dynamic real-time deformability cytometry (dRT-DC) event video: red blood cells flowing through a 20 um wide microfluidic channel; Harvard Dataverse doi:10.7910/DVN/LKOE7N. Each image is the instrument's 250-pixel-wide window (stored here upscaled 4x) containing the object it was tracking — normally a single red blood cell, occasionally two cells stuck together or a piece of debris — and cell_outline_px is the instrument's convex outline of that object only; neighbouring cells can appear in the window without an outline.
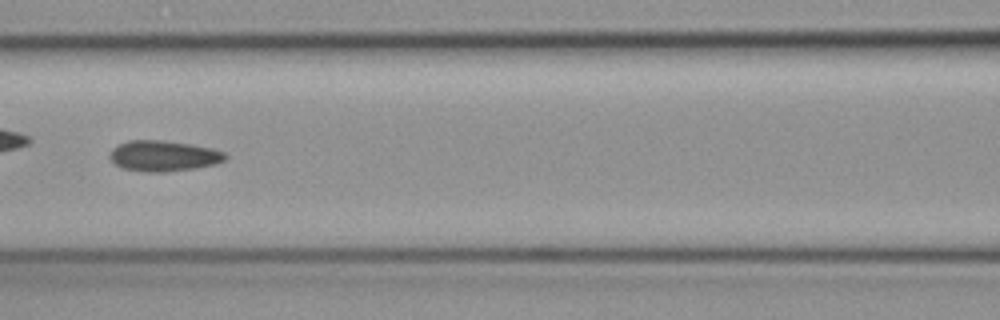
{"species": "common noctule bat (a hibernating species)", "species_latin": "Nyctalus noctula", "temperature_condition": "cold", "stored_images_in_passage": 58, "camera_frame_rate_fps": 3000, "um_per_image_px": 0.085, "animal": {"sex": "female", "body_mass_g": 19.3, "forearm_length_mm": 54.1}, "frame": {"image": 1, "passage_image": 25, "time_ms": 8.0, "image_size_px": [1000, 320], "cell_outline_px": [[228, 156], [224, 160], [216, 164], [196, 168], [168, 172], [144, 172], [120, 168], [108, 156], [112, 148], [128, 140], [164, 140], [212, 148], [224, 152]], "centroid_in_image_um": [13.89, 13.26], "position_along_channel_um": 152.7, "area_um2": 20.81}}
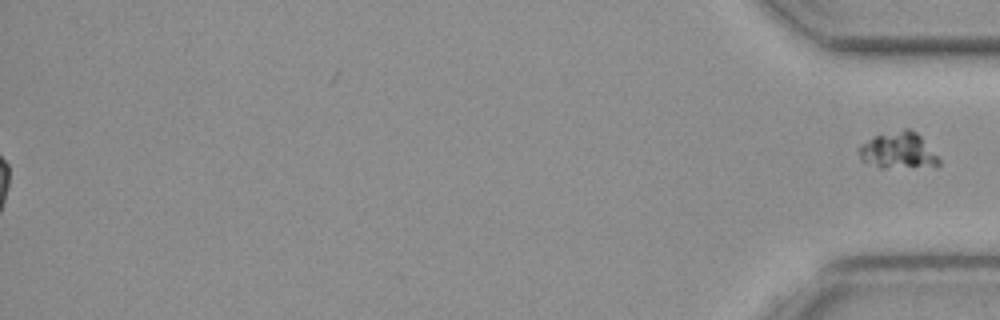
{"frame": {"image": 2, "passage_image": 58, "time_ms": 19.0, "image_size_px": [1000, 320], "cell_outline_px": [[940, 164], [884, 168], [880, 168], [860, 160], [856, 148], [860, 144], [872, 136], [904, 128], [908, 128], [916, 132], [920, 136], [940, 160]], "centroid_in_image_um": [76.23, 12.76], "position_along_channel_um": 359.0, "area_um2": 16.82}}